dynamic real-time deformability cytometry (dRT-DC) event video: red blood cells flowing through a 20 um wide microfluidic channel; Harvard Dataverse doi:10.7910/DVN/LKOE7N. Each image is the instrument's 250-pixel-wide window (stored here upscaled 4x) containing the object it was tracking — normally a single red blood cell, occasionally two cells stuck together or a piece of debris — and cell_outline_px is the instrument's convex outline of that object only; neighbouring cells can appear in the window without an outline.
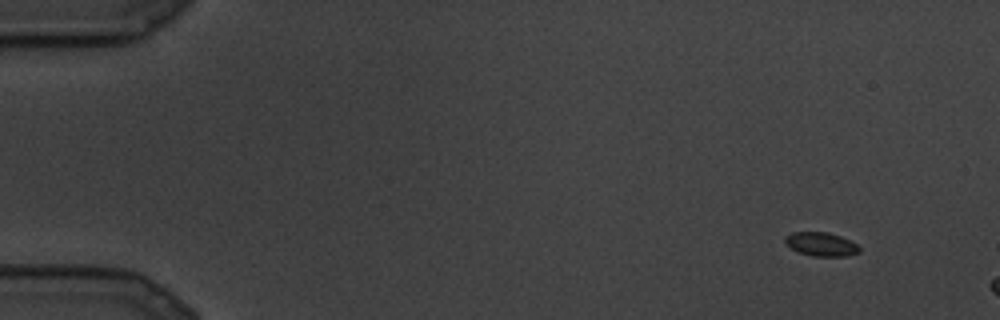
{"species": "common noctule bat (a hibernating species)", "species_latin": "Nyctalus noctula", "temperature_condition": "cold", "stored_images_in_passage": 5, "camera_frame_rate_fps": 3000, "um_per_image_px": 0.085, "animal": {"sex": "male", "body_mass_g": 19.5, "forearm_length_mm": 54.6}, "frame": {"image": 1, "passage_image": 2, "time_ms": 0.333, "image_size_px": [1000, 320], "cell_outline_px": [[860, 252], [848, 256], [812, 256], [800, 252], [792, 248], [784, 240], [784, 236], [792, 232], [828, 232], [840, 236], [856, 244], [860, 248]], "centroid_in_image_um": [69.8, 20.75], "position_along_channel_um": 15.2, "area_um2": 10.17}}